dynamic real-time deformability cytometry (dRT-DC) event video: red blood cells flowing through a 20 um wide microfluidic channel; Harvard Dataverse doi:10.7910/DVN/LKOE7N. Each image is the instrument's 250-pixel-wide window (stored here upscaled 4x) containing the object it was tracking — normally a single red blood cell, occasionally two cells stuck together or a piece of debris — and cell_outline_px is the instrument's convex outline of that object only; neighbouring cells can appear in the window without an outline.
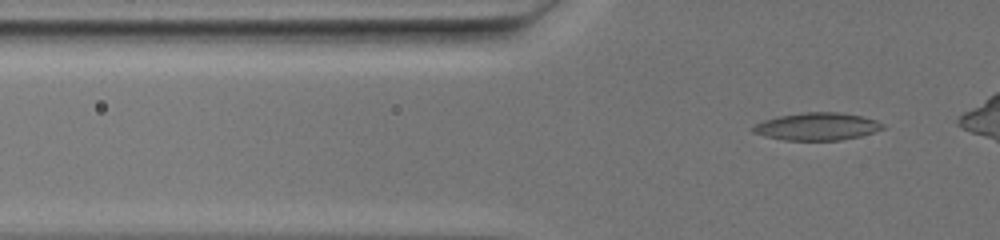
{"species": "common noctule bat (a hibernating species)", "species_latin": "Nyctalus noctula", "temperature_condition": "warm", "stored_images_in_passage": 50, "camera_frame_rate_fps": 3000, "um_per_image_px": 0.085, "animal": {"sex": "female", "body_mass_g": 19.5, "forearm_length_mm": 54.1}, "frame": {"image": 1, "passage_image": 7, "time_ms": 2.0, "image_size_px": [1000, 240], "cell_outline_px": [[884, 128], [876, 132], [860, 136], [840, 140], [784, 140], [764, 136], [752, 132], [752, 128], [756, 124], [764, 120], [780, 116], [804, 112], [840, 112], [860, 116], [876, 120], [884, 124]], "centroid_in_image_um": [69.47, 10.75], "position_along_channel_um": 56.3, "area_um2": 20.75}}
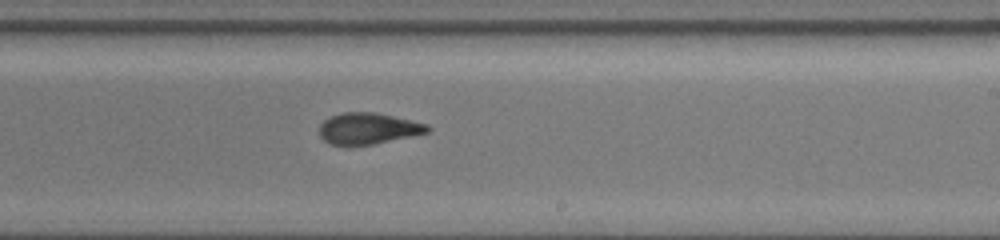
{"frame": {"image": 2, "passage_image": 30, "time_ms": 9.667, "image_size_px": [1000, 240], "cell_outline_px": [[432, 128], [428, 132], [412, 136], [372, 144], [332, 144], [324, 140], [320, 136], [320, 124], [324, 120], [340, 112], [376, 112], [428, 124]], "centroid_in_image_um": [31.32, 10.9], "position_along_channel_um": 257.7, "area_um2": 19.48}}
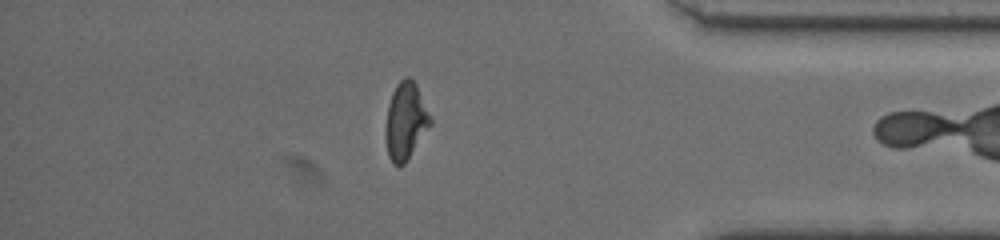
{"frame": {"image": 3, "passage_image": 47, "time_ms": 15.333, "image_size_px": [1000, 240], "cell_outline_px": [[432, 124], [404, 164], [400, 168], [392, 164], [388, 156], [384, 136], [384, 128], [388, 104], [392, 92], [396, 84], [404, 76], [408, 76], [416, 84], [432, 120]], "centroid_in_image_um": [34.44, 10.32], "position_along_channel_um": 400.8, "area_um2": 20.4}}